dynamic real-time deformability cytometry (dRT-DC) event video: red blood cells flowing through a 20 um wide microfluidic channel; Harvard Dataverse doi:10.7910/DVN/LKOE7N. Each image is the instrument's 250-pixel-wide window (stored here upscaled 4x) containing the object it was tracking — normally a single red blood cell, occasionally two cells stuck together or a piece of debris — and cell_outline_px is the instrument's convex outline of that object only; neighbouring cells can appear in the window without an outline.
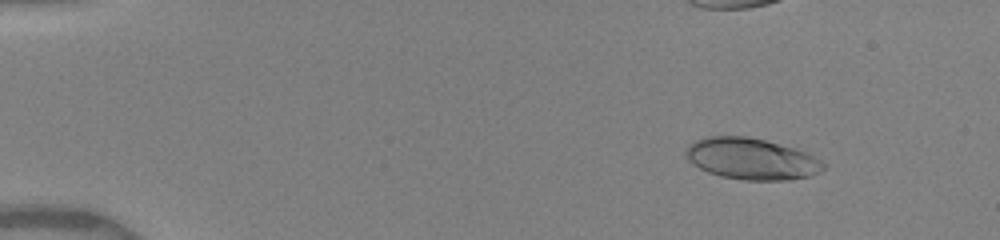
{"species": "human", "species_latin": "Homo sapiens", "temperature_condition": "warm", "stored_images_in_passage": 43, "camera_frame_rate_fps": 3000, "um_per_image_px": 0.085, "donor": {"sex": "female"}, "frame": {"image": 1, "passage_image": 7, "time_ms": 2.0, "image_size_px": [1000, 240], "cell_outline_px": [[828, 164], [820, 172], [808, 176], [788, 180], [744, 180], [720, 176], [708, 172], [700, 168], [688, 160], [684, 152], [688, 144], [704, 136], [748, 136], [764, 140], [792, 148], [804, 152]], "centroid_in_image_um": [63.84, 13.5], "position_along_channel_um": 21.2, "area_um2": 33.06}}